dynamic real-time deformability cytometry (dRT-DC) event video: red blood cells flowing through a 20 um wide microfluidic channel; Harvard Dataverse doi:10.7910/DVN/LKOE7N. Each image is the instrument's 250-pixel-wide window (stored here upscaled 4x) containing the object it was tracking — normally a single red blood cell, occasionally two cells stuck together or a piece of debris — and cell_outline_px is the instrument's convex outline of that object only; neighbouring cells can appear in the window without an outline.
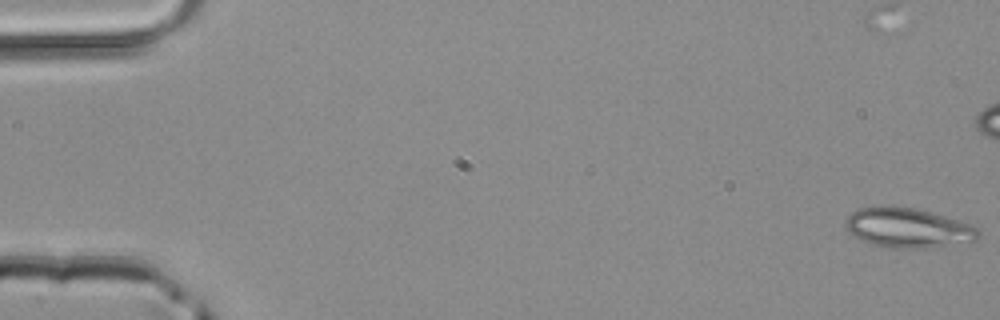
{"species": "common noctule bat (a hibernating species)", "species_latin": "Nyctalus noctula", "temperature_condition": "room temperature", "stored_images_in_passage": 49, "camera_frame_rate_fps": 3000, "um_per_image_px": 0.085, "animal": {"sex": "male", "body_mass_g": 20.4}, "frame": {"image": 1, "passage_image": 1, "time_ms": 0.0, "image_size_px": [1000, 320], "cell_outline_px": [[980, 236], [976, 240], [928, 248], [880, 248], [868, 244], [848, 232], [844, 224], [844, 220], [852, 212], [860, 208], [880, 204], [892, 204], [912, 208], [928, 212], [956, 220], [968, 224], [976, 228], [980, 232]], "centroid_in_image_um": [77.06, 19.36], "position_along_channel_um": 7.9, "area_um2": 31.04}}
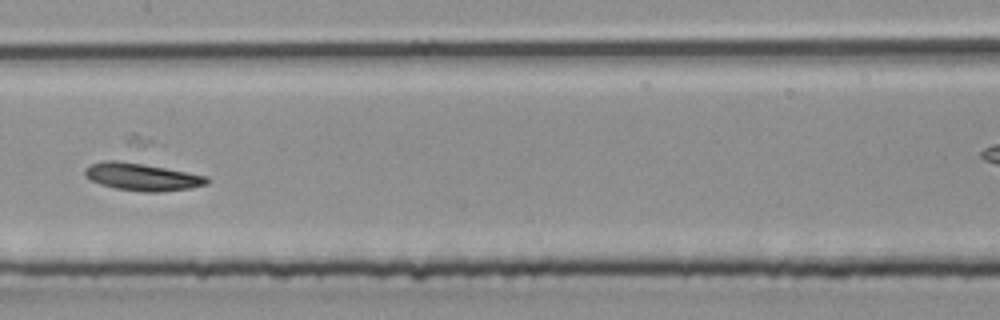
{"frame": {"image": 2, "passage_image": 25, "time_ms": 8.0, "image_size_px": [1000, 320], "cell_outline_px": [[212, 180], [208, 184], [188, 188], [156, 192], [144, 192], [116, 188], [100, 184], [84, 176], [84, 168], [92, 164], [104, 160], [120, 160], [144, 164], [188, 172], [208, 176]], "centroid_in_image_um": [12.08, 15.02], "position_along_channel_um": 195.3, "area_um2": 19.54}}
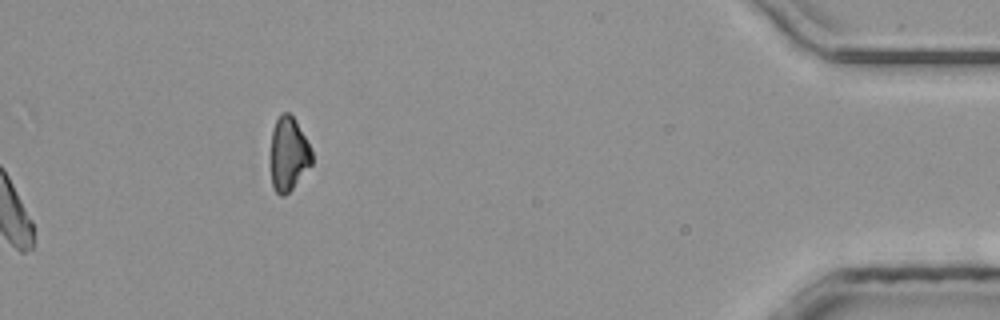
{"frame": {"image": 3, "passage_image": 49, "time_ms": 16.0, "image_size_px": [1000, 320], "cell_outline_px": [[312, 164], [292, 188], [284, 196], [280, 196], [276, 192], [272, 184], [272, 128], [280, 112], [288, 112], [296, 120], [312, 148]], "centroid_in_image_um": [24.55, 13.05], "position_along_channel_um": 410.7, "area_um2": 17.63}}